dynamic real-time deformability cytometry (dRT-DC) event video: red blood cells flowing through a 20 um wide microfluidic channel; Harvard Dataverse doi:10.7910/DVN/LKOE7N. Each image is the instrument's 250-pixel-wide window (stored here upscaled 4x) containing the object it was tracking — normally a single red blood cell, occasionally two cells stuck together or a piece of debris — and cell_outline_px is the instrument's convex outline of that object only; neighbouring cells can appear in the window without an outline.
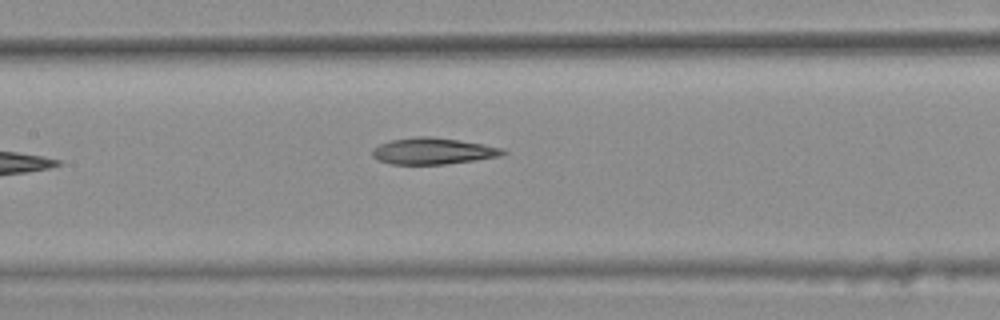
{"species": "common noctule bat (a hibernating species)", "species_latin": "Nyctalus noctula", "temperature_condition": "warm", "stored_images_in_passage": 9, "segment_of_instrument_passage": [1, 2], "camera_frame_rate_fps": 3000, "um_per_image_px": 0.085, "animal": {"sex": "female", "body_mass_g": 25.1}, "frame": {"image": 1, "passage_image": 8, "time_ms": 2.333, "image_size_px": [1000, 320], "cell_outline_px": [[508, 152], [500, 156], [476, 160], [444, 164], [392, 164], [380, 160], [372, 156], [372, 148], [380, 144], [392, 140], [416, 136], [428, 136], [460, 140], [484, 144], [504, 148]], "centroid_in_image_um": [36.84, 12.83], "position_along_channel_um": 170.6, "area_um2": 20.11}}